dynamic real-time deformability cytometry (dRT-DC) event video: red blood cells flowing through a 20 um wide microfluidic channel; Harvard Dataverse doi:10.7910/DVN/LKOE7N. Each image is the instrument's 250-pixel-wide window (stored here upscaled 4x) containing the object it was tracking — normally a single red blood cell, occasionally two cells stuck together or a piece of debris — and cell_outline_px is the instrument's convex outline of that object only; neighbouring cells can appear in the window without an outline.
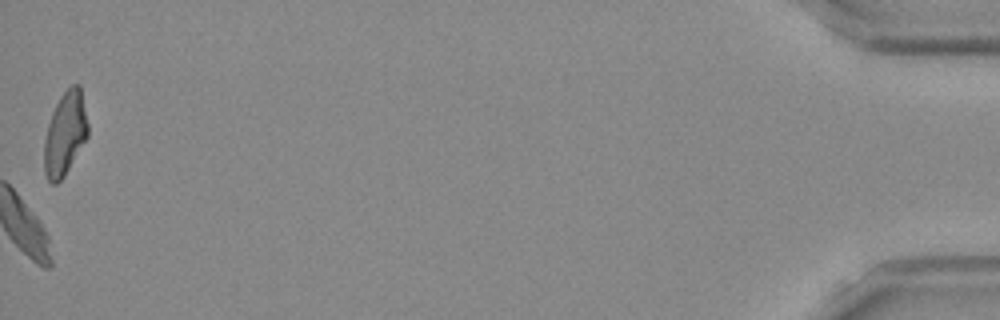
{"species": "Egyptian fruit bat (a non-hibernating species)", "species_latin": "Rousettus aegyptiacus", "temperature_condition": "room temperature", "stored_images_in_passage": 44, "camera_frame_rate_fps": 3000, "um_per_image_px": 0.085, "frame": {"image": 1, "passage_image": 44, "time_ms": 14.333, "image_size_px": [1000, 320], "cell_outline_px": [[88, 136], [64, 176], [56, 184], [52, 184], [48, 180], [44, 172], [44, 140], [48, 124], [52, 112], [60, 96], [72, 84], [80, 84], [88, 124]], "centroid_in_image_um": [5.53, 11.36], "position_along_channel_um": 429.7, "area_um2": 21.21}, "authors_computed_cell_mechanics": {"area_um2": 19.7387, "velocity_mm_per_s": 3.8097, "shape_relaxation_time_tau1_ms": null, "shape_relaxation_time_tau2_ms": 6.1475, "deformation_change_tau1": null, "deformation_change_tau2": 0.1285}}